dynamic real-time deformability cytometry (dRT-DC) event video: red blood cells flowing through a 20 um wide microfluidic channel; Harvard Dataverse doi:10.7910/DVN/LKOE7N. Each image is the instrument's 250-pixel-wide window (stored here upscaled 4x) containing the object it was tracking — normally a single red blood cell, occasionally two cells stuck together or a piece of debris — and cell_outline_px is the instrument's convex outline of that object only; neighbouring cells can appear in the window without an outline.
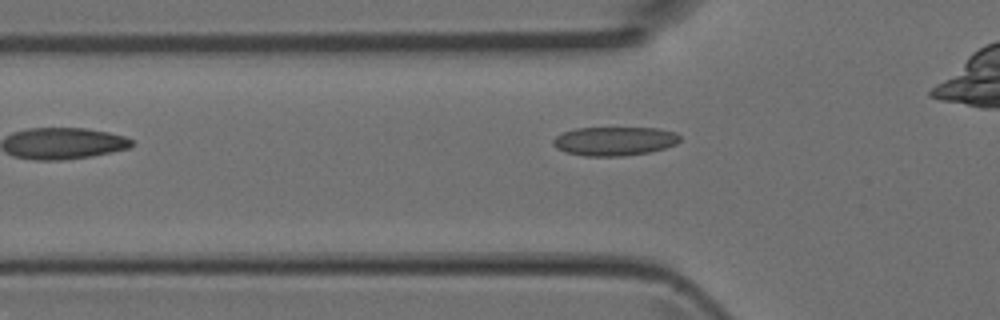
{"species": "Egyptian fruit bat (a non-hibernating species)", "species_latin": "Rousettus aegyptiacus", "temperature_condition": "room temperature", "stored_images_in_passage": 6, "camera_frame_rate_fps": 3000, "um_per_image_px": 0.085, "animal": {"sex": "female"}, "frame": {"image": 1, "passage_image": 4, "time_ms": 1.0, "image_size_px": [1000, 320], "cell_outline_px": [[680, 140], [676, 144], [664, 148], [648, 152], [624, 156], [584, 156], [564, 152], [556, 148], [552, 144], [552, 140], [556, 136], [564, 132], [576, 128], [660, 128], [676, 132], [680, 136]], "centroid_in_image_um": [52.22, 11.99], "position_along_channel_um": 73.6, "area_um2": 21.44}}